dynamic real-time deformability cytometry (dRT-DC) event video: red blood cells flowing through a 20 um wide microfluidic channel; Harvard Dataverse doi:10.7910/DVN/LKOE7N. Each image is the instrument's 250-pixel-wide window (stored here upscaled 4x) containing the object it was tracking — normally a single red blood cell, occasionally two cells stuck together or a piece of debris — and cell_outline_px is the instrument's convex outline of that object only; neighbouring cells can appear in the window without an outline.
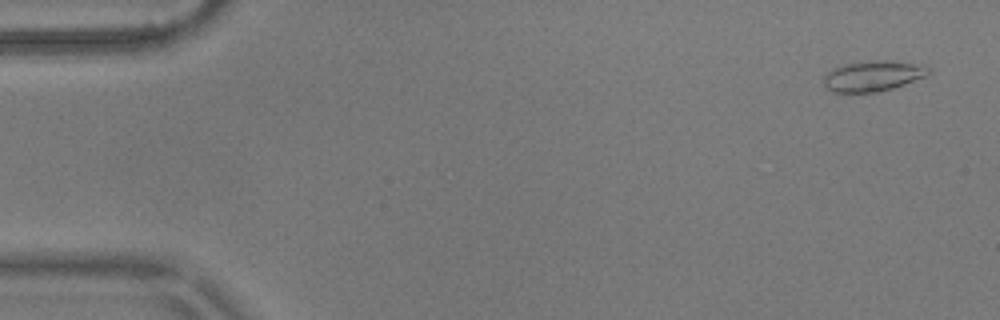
{"species": "common noctule bat (a hibernating species)", "species_latin": "Nyctalus noctula", "temperature_condition": "warm", "stored_images_in_passage": 4, "camera_frame_rate_fps": 3000, "um_per_image_px": 0.085, "animal": {"sex": "male", "body_mass_g": 17.9}, "frame": {"image": 1, "passage_image": 1, "time_ms": 0.0, "image_size_px": [1000, 320], "cell_outline_px": [[932, 72], [924, 76], [904, 84], [892, 88], [876, 92], [832, 92], [824, 84], [824, 76], [832, 68], [844, 64], [872, 60], [892, 60], [920, 64], [932, 68]], "centroid_in_image_um": [74.22, 6.44], "position_along_channel_um": 10.8, "area_um2": 18.67}}